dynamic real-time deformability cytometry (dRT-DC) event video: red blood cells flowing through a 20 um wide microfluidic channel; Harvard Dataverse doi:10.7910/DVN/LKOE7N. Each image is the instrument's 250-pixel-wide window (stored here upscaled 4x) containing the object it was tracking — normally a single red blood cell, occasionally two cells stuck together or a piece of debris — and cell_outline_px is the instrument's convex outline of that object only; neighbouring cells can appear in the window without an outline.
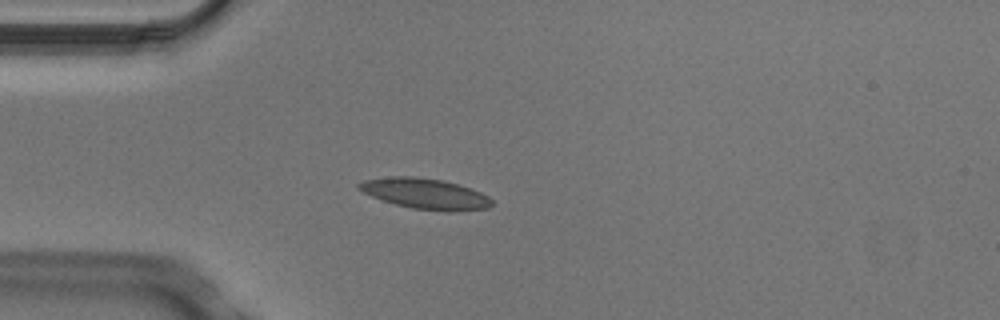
{"species": "Egyptian fruit bat (a non-hibernating species)", "species_latin": "Rousettus aegyptiacus", "temperature_condition": "cold", "stored_images_in_passage": 2, "camera_frame_rate_fps": 3000, "um_per_image_px": 0.085, "animal": {"sex": "male"}, "frame": {"image": 1, "passage_image": 2, "time_ms": 0.333, "image_size_px": [1000, 320], "cell_outline_px": [[492, 204], [488, 208], [448, 212], [412, 208], [396, 204], [372, 196], [356, 188], [356, 184], [364, 180], [388, 176], [412, 176], [440, 180], [456, 184], [480, 192], [488, 196], [492, 200]], "centroid_in_image_um": [36.12, 16.46], "position_along_channel_um": 48.9, "area_um2": 23.47}}